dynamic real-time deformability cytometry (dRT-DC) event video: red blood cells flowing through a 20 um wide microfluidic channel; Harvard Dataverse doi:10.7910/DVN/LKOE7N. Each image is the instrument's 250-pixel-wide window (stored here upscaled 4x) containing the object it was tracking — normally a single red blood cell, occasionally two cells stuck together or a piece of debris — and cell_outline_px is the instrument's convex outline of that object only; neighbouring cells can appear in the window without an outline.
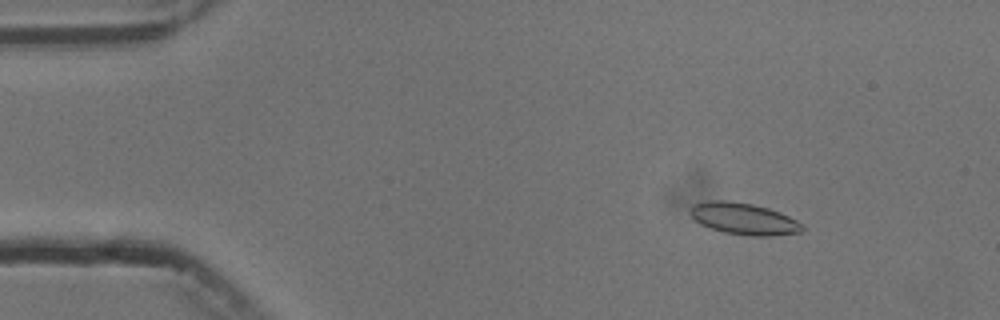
{"species": "common noctule bat (a hibernating species)", "species_latin": "Nyctalus noctula", "temperature_condition": "cold", "stored_images_in_passage": 7, "camera_frame_rate_fps": 3000, "um_per_image_px": 0.085, "animal": {"sex": "male", "body_mass_g": 13.3}, "frame": {"image": 1, "passage_image": 3, "time_ms": 2.0, "image_size_px": [1000, 320], "cell_outline_px": [[804, 228], [800, 232], [772, 236], [752, 236], [724, 232], [700, 224], [688, 212], [692, 204], [708, 200], [724, 200], [752, 204], [768, 208], [780, 212], [796, 220]], "centroid_in_image_um": [63.19, 18.58], "position_along_channel_um": 21.8, "area_um2": 20.58}}
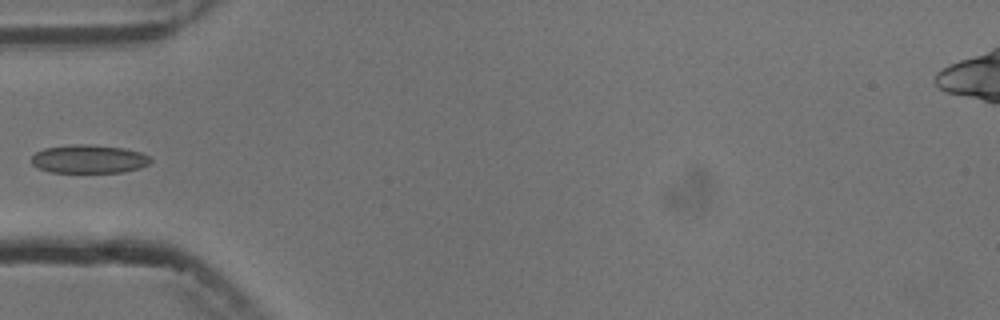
{"frame": {"image": 2, "passage_image": 6, "time_ms": 5.667, "image_size_px": [1000, 320], "cell_outline_px": [[152, 160], [148, 164], [140, 168], [120, 172], [48, 172], [36, 168], [32, 164], [32, 156], [36, 152], [44, 148], [72, 144], [88, 144], [124, 148], [140, 152], [148, 156]], "centroid_in_image_um": [7.52, 13.51], "position_along_channel_um": 77.5, "area_um2": 19.77}}
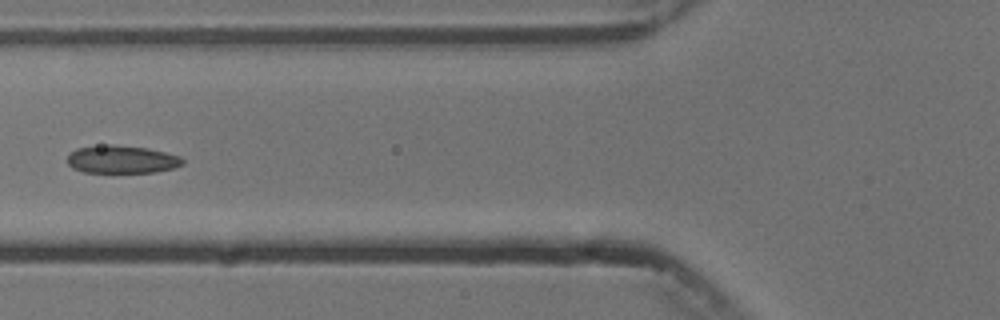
{"frame": {"image": 3, "passage_image": 7, "time_ms": 6.667, "image_size_px": [1000, 320], "cell_outline_px": [[184, 164], [176, 168], [156, 172], [84, 172], [72, 168], [68, 164], [68, 152], [76, 148], [108, 144], [116, 144], [148, 148], [180, 156], [184, 160]], "centroid_in_image_um": [10.36, 13.54], "position_along_channel_um": 115.4, "area_um2": 18.96}}